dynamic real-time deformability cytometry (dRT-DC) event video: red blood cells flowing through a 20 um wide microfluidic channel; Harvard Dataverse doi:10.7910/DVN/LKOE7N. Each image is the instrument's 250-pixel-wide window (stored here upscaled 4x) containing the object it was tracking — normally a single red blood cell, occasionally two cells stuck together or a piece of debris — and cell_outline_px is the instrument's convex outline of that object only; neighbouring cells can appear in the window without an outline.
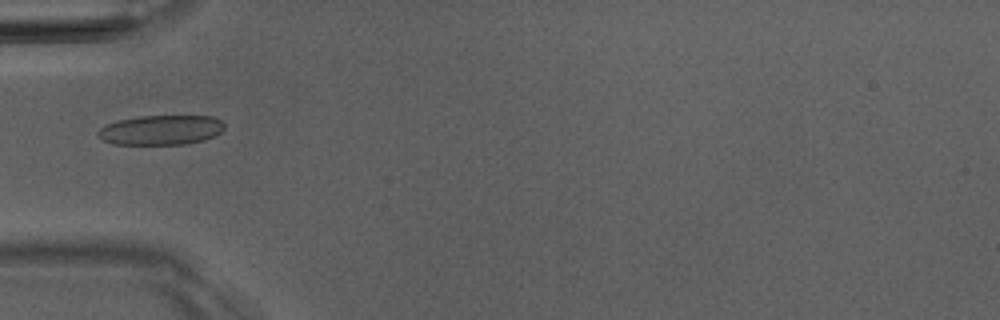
{"species": "Egyptian fruit bat (a non-hibernating species)", "species_latin": "Rousettus aegyptiacus", "temperature_condition": "room temperature", "stored_images_in_passage": 5, "camera_frame_rate_fps": 3000, "um_per_image_px": 0.085, "animal": {"sex": "male"}, "frame": {"image": 1, "passage_image": 5, "time_ms": 4.667, "image_size_px": [1000, 320], "cell_outline_px": [[224, 128], [220, 132], [204, 140], [188, 144], [112, 144], [96, 136], [96, 132], [100, 128], [108, 124], [120, 120], [140, 116], [212, 116], [220, 120], [224, 124]], "centroid_in_image_um": [13.67, 11.05], "position_along_channel_um": 71.3, "area_um2": 21.79}}